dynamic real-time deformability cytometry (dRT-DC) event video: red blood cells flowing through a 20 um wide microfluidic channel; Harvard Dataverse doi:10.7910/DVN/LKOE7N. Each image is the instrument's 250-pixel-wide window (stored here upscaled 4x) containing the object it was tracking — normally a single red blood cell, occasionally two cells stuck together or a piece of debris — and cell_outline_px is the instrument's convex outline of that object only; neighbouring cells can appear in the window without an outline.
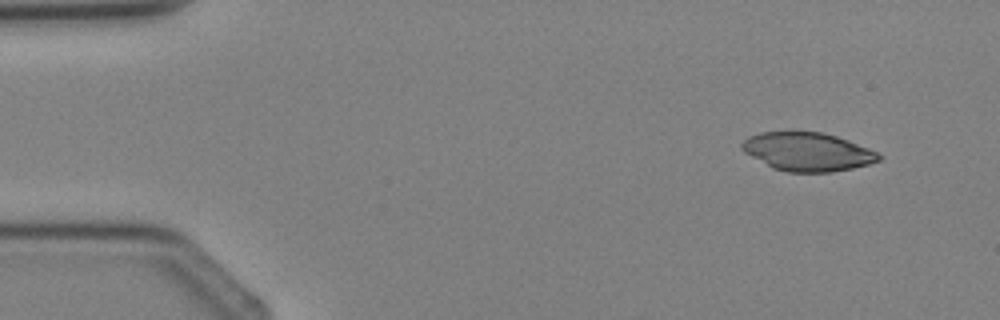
{"species": "Egyptian fruit bat (a non-hibernating species)", "species_latin": "Rousettus aegyptiacus", "temperature_condition": "cold", "stored_images_in_passage": 3, "camera_frame_rate_fps": 3000, "um_per_image_px": 0.085, "animal": {"sex": "female"}, "frame": {"image": 1, "passage_image": 1, "time_ms": 0.0, "image_size_px": [1000, 320], "cell_outline_px": [[884, 156], [880, 160], [868, 164], [852, 168], [832, 172], [788, 172], [772, 168], [744, 152], [740, 148], [740, 144], [748, 136], [760, 132], [820, 132], [836, 136], [848, 140], [868, 148]], "centroid_in_image_um": [68.62, 12.9], "position_along_channel_um": 16.4, "area_um2": 30.63}}
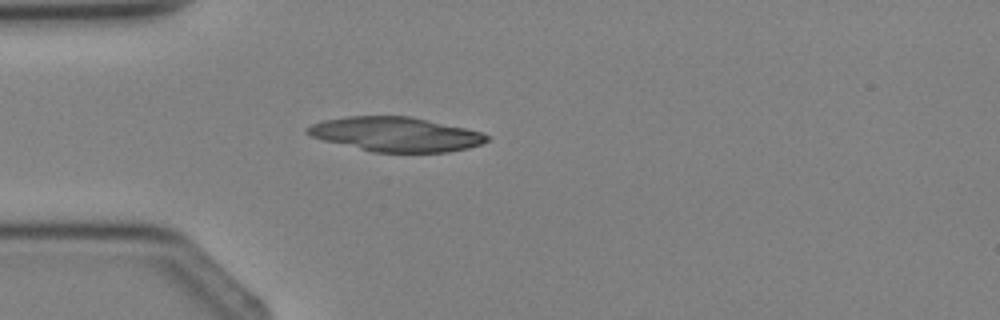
{"frame": {"image": 2, "passage_image": 3, "time_ms": 2.333, "image_size_px": [1000, 320], "cell_outline_px": [[488, 140], [480, 144], [468, 148], [448, 152], [372, 152], [308, 136], [304, 132], [304, 128], [312, 124], [324, 120], [344, 116], [408, 116], [484, 132], [488, 136]], "centroid_in_image_um": [33.59, 11.41], "position_along_channel_um": 51.4, "area_um2": 35.95}}